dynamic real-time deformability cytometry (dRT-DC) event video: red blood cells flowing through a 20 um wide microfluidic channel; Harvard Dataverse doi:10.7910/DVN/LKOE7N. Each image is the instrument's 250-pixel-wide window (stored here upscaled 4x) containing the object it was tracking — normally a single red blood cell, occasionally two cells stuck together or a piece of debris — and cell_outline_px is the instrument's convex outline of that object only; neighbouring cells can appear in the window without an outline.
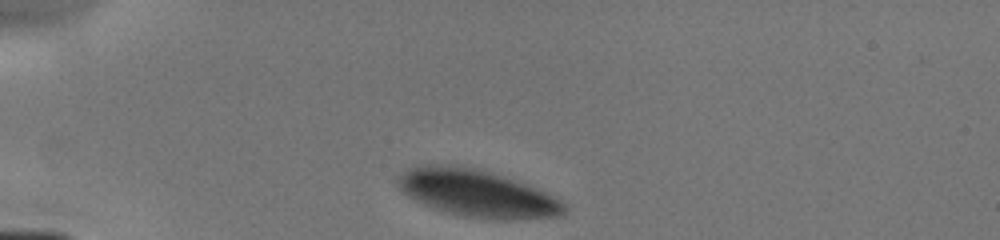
{"species": "human", "species_latin": "Homo sapiens", "temperature_condition": "cold", "stored_images_in_passage": 4, "camera_frame_rate_fps": 3000, "um_per_image_px": 0.085, "donor": {"sex": "male"}, "frame": {"image": 1, "passage_image": 1, "time_ms": 0.0, "image_size_px": [1000, 240], "cell_outline_px": [[568, 208], [560, 216], [516, 220], [488, 220], [464, 216], [432, 208], [412, 200], [396, 184], [396, 180], [408, 168], [420, 164], [436, 164], [472, 168], [488, 172], [548, 192], [560, 200]], "centroid_in_image_um": [40.54, 16.46], "position_along_channel_um": 44.5, "area_um2": 45.6}}
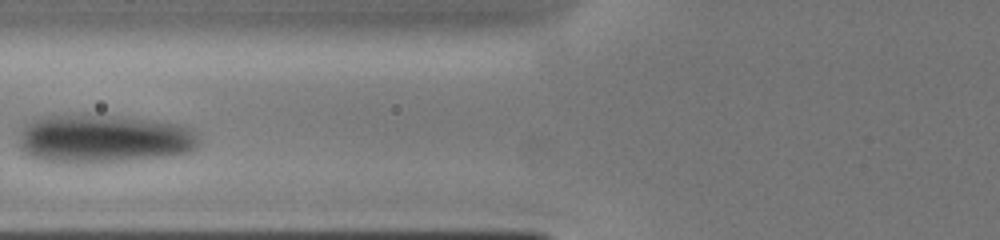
{"frame": {"image": 2, "passage_image": 4, "time_ms": 2.667, "image_size_px": [1000, 240], "cell_outline_px": [[200, 144], [196, 148], [188, 152], [172, 156], [92, 164], [84, 164], [40, 160], [28, 156], [20, 148], [16, 136], [20, 128], [24, 124], [40, 116], [124, 116], [180, 124], [196, 128], [200, 132]], "centroid_in_image_um": [8.84, 11.81], "position_along_channel_um": 117.0, "area_um2": 52.14}}